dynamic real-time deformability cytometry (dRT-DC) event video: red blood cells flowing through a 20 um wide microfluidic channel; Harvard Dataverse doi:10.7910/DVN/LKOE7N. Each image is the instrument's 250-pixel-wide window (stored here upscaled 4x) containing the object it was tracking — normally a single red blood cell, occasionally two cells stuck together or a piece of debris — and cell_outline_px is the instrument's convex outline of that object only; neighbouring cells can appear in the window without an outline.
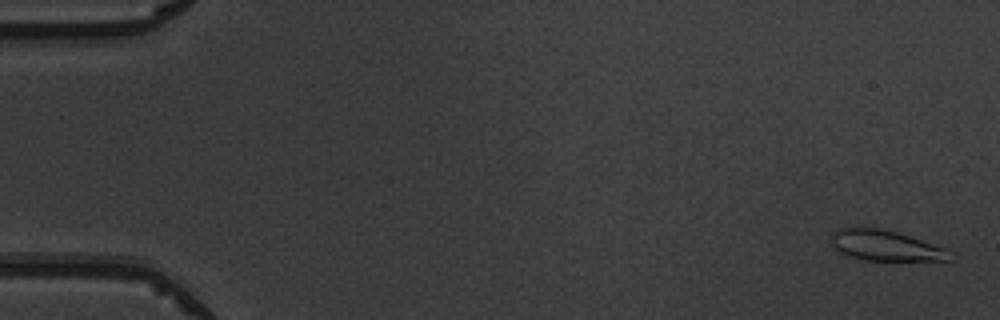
{"species": "common noctule bat (a hibernating species)", "species_latin": "Nyctalus noctula", "temperature_condition": "warm", "stored_images_in_passage": 10, "camera_frame_rate_fps": 3000, "um_per_image_px": 0.085, "animal": {"sex": "male", "body_mass_g": 19.5, "forearm_length_mm": 54.6}, "frame": {"image": 1, "passage_image": 2, "time_ms": 0.333, "image_size_px": [1000, 320], "cell_outline_px": [[956, 256], [948, 260], [864, 260], [848, 256], [840, 252], [832, 244], [832, 232], [840, 228], [880, 228], [896, 232], [948, 248]], "centroid_in_image_um": [75.32, 20.88], "position_along_channel_um": 9.7, "area_um2": 21.04}}